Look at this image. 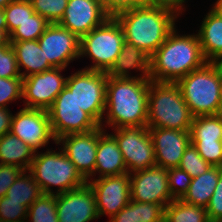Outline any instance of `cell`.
<instances>
[{
    "instance_id": "obj_1",
    "label": "cell",
    "mask_w": 222,
    "mask_h": 222,
    "mask_svg": "<svg viewBox=\"0 0 222 222\" xmlns=\"http://www.w3.org/2000/svg\"><path fill=\"white\" fill-rule=\"evenodd\" d=\"M150 81V78L108 76L104 112L107 114L101 127L147 126Z\"/></svg>"
},
{
    "instance_id": "obj_2",
    "label": "cell",
    "mask_w": 222,
    "mask_h": 222,
    "mask_svg": "<svg viewBox=\"0 0 222 222\" xmlns=\"http://www.w3.org/2000/svg\"><path fill=\"white\" fill-rule=\"evenodd\" d=\"M177 33L175 28L150 57L151 81L176 83L208 62L202 53L198 34Z\"/></svg>"
},
{
    "instance_id": "obj_3",
    "label": "cell",
    "mask_w": 222,
    "mask_h": 222,
    "mask_svg": "<svg viewBox=\"0 0 222 222\" xmlns=\"http://www.w3.org/2000/svg\"><path fill=\"white\" fill-rule=\"evenodd\" d=\"M114 17L123 29L125 41L150 57L176 28L178 18L174 13L150 3L122 11Z\"/></svg>"
},
{
    "instance_id": "obj_4",
    "label": "cell",
    "mask_w": 222,
    "mask_h": 222,
    "mask_svg": "<svg viewBox=\"0 0 222 222\" xmlns=\"http://www.w3.org/2000/svg\"><path fill=\"white\" fill-rule=\"evenodd\" d=\"M176 84L193 117L222 113V72L216 62H206Z\"/></svg>"
},
{
    "instance_id": "obj_5",
    "label": "cell",
    "mask_w": 222,
    "mask_h": 222,
    "mask_svg": "<svg viewBox=\"0 0 222 222\" xmlns=\"http://www.w3.org/2000/svg\"><path fill=\"white\" fill-rule=\"evenodd\" d=\"M192 120L193 115L176 83L150 81L148 128L190 130Z\"/></svg>"
},
{
    "instance_id": "obj_6",
    "label": "cell",
    "mask_w": 222,
    "mask_h": 222,
    "mask_svg": "<svg viewBox=\"0 0 222 222\" xmlns=\"http://www.w3.org/2000/svg\"><path fill=\"white\" fill-rule=\"evenodd\" d=\"M46 152H35L34 159L28 169L35 178L43 194L58 195L81 187L87 180L80 174L76 166L60 147ZM40 153V154H39ZM58 186L53 192L51 186Z\"/></svg>"
},
{
    "instance_id": "obj_7",
    "label": "cell",
    "mask_w": 222,
    "mask_h": 222,
    "mask_svg": "<svg viewBox=\"0 0 222 222\" xmlns=\"http://www.w3.org/2000/svg\"><path fill=\"white\" fill-rule=\"evenodd\" d=\"M125 42L123 29L115 17L110 16L97 28L80 38L79 57L92 59L93 65L85 67L94 71L108 72Z\"/></svg>"
},
{
    "instance_id": "obj_8",
    "label": "cell",
    "mask_w": 222,
    "mask_h": 222,
    "mask_svg": "<svg viewBox=\"0 0 222 222\" xmlns=\"http://www.w3.org/2000/svg\"><path fill=\"white\" fill-rule=\"evenodd\" d=\"M107 72L81 69L67 77L66 87L74 94L77 105L99 126L105 116Z\"/></svg>"
},
{
    "instance_id": "obj_9",
    "label": "cell",
    "mask_w": 222,
    "mask_h": 222,
    "mask_svg": "<svg viewBox=\"0 0 222 222\" xmlns=\"http://www.w3.org/2000/svg\"><path fill=\"white\" fill-rule=\"evenodd\" d=\"M55 140L68 134L87 133L99 125L76 103L74 94L65 87L48 110Z\"/></svg>"
},
{
    "instance_id": "obj_10",
    "label": "cell",
    "mask_w": 222,
    "mask_h": 222,
    "mask_svg": "<svg viewBox=\"0 0 222 222\" xmlns=\"http://www.w3.org/2000/svg\"><path fill=\"white\" fill-rule=\"evenodd\" d=\"M127 172L132 174L156 166L155 151L147 126L113 129Z\"/></svg>"
},
{
    "instance_id": "obj_11",
    "label": "cell",
    "mask_w": 222,
    "mask_h": 222,
    "mask_svg": "<svg viewBox=\"0 0 222 222\" xmlns=\"http://www.w3.org/2000/svg\"><path fill=\"white\" fill-rule=\"evenodd\" d=\"M63 70L65 68L53 67L23 78L24 108L48 111L58 94L66 87L67 77L61 74Z\"/></svg>"
},
{
    "instance_id": "obj_12",
    "label": "cell",
    "mask_w": 222,
    "mask_h": 222,
    "mask_svg": "<svg viewBox=\"0 0 222 222\" xmlns=\"http://www.w3.org/2000/svg\"><path fill=\"white\" fill-rule=\"evenodd\" d=\"M38 42L53 67L66 68L70 62L80 58V38L58 23L49 24Z\"/></svg>"
},
{
    "instance_id": "obj_13",
    "label": "cell",
    "mask_w": 222,
    "mask_h": 222,
    "mask_svg": "<svg viewBox=\"0 0 222 222\" xmlns=\"http://www.w3.org/2000/svg\"><path fill=\"white\" fill-rule=\"evenodd\" d=\"M10 132L16 135L32 150L44 148L53 136L49 113L46 110L22 108L12 117Z\"/></svg>"
},
{
    "instance_id": "obj_14",
    "label": "cell",
    "mask_w": 222,
    "mask_h": 222,
    "mask_svg": "<svg viewBox=\"0 0 222 222\" xmlns=\"http://www.w3.org/2000/svg\"><path fill=\"white\" fill-rule=\"evenodd\" d=\"M93 190L100 216L108 215L111 219L130 201V176L129 173L120 176H104L87 180Z\"/></svg>"
},
{
    "instance_id": "obj_15",
    "label": "cell",
    "mask_w": 222,
    "mask_h": 222,
    "mask_svg": "<svg viewBox=\"0 0 222 222\" xmlns=\"http://www.w3.org/2000/svg\"><path fill=\"white\" fill-rule=\"evenodd\" d=\"M129 176L131 200L165 206L174 200L170 193L167 169L154 166Z\"/></svg>"
},
{
    "instance_id": "obj_16",
    "label": "cell",
    "mask_w": 222,
    "mask_h": 222,
    "mask_svg": "<svg viewBox=\"0 0 222 222\" xmlns=\"http://www.w3.org/2000/svg\"><path fill=\"white\" fill-rule=\"evenodd\" d=\"M58 222H90L98 219L95 196L90 185L56 195Z\"/></svg>"
},
{
    "instance_id": "obj_17",
    "label": "cell",
    "mask_w": 222,
    "mask_h": 222,
    "mask_svg": "<svg viewBox=\"0 0 222 222\" xmlns=\"http://www.w3.org/2000/svg\"><path fill=\"white\" fill-rule=\"evenodd\" d=\"M99 127L87 133L68 134L60 137L55 144L61 147L66 156L86 179L94 175Z\"/></svg>"
},
{
    "instance_id": "obj_18",
    "label": "cell",
    "mask_w": 222,
    "mask_h": 222,
    "mask_svg": "<svg viewBox=\"0 0 222 222\" xmlns=\"http://www.w3.org/2000/svg\"><path fill=\"white\" fill-rule=\"evenodd\" d=\"M154 151L156 166L164 169L176 168L185 149L191 143L190 130L148 128Z\"/></svg>"
},
{
    "instance_id": "obj_19",
    "label": "cell",
    "mask_w": 222,
    "mask_h": 222,
    "mask_svg": "<svg viewBox=\"0 0 222 222\" xmlns=\"http://www.w3.org/2000/svg\"><path fill=\"white\" fill-rule=\"evenodd\" d=\"M109 17L100 0H68L65 13L58 24L81 38Z\"/></svg>"
},
{
    "instance_id": "obj_20",
    "label": "cell",
    "mask_w": 222,
    "mask_h": 222,
    "mask_svg": "<svg viewBox=\"0 0 222 222\" xmlns=\"http://www.w3.org/2000/svg\"><path fill=\"white\" fill-rule=\"evenodd\" d=\"M104 130V128L99 126L95 170L92 176H96L95 174L99 173L98 178H100L104 176H120L128 173L116 139Z\"/></svg>"
},
{
    "instance_id": "obj_21",
    "label": "cell",
    "mask_w": 222,
    "mask_h": 222,
    "mask_svg": "<svg viewBox=\"0 0 222 222\" xmlns=\"http://www.w3.org/2000/svg\"><path fill=\"white\" fill-rule=\"evenodd\" d=\"M133 69L142 73L140 78H149L150 56L142 49L125 41L114 65L107 72V76L116 78L138 77L137 75L131 76L129 73Z\"/></svg>"
},
{
    "instance_id": "obj_22",
    "label": "cell",
    "mask_w": 222,
    "mask_h": 222,
    "mask_svg": "<svg viewBox=\"0 0 222 222\" xmlns=\"http://www.w3.org/2000/svg\"><path fill=\"white\" fill-rule=\"evenodd\" d=\"M198 30L204 58L215 62L222 56V16L213 8L206 13Z\"/></svg>"
},
{
    "instance_id": "obj_23",
    "label": "cell",
    "mask_w": 222,
    "mask_h": 222,
    "mask_svg": "<svg viewBox=\"0 0 222 222\" xmlns=\"http://www.w3.org/2000/svg\"><path fill=\"white\" fill-rule=\"evenodd\" d=\"M10 44L15 52L18 69L22 78L53 68L45 58V54L43 50H41L38 40L10 42ZM21 67L25 68V71L21 72L23 70Z\"/></svg>"
},
{
    "instance_id": "obj_24",
    "label": "cell",
    "mask_w": 222,
    "mask_h": 222,
    "mask_svg": "<svg viewBox=\"0 0 222 222\" xmlns=\"http://www.w3.org/2000/svg\"><path fill=\"white\" fill-rule=\"evenodd\" d=\"M34 155L35 151L11 132L0 137V164L28 170Z\"/></svg>"
},
{
    "instance_id": "obj_25",
    "label": "cell",
    "mask_w": 222,
    "mask_h": 222,
    "mask_svg": "<svg viewBox=\"0 0 222 222\" xmlns=\"http://www.w3.org/2000/svg\"><path fill=\"white\" fill-rule=\"evenodd\" d=\"M222 167L212 166L207 172L191 180L189 189L181 199L184 202L206 208L218 183Z\"/></svg>"
},
{
    "instance_id": "obj_26",
    "label": "cell",
    "mask_w": 222,
    "mask_h": 222,
    "mask_svg": "<svg viewBox=\"0 0 222 222\" xmlns=\"http://www.w3.org/2000/svg\"><path fill=\"white\" fill-rule=\"evenodd\" d=\"M191 141H222V113L193 117L190 128Z\"/></svg>"
},
{
    "instance_id": "obj_27",
    "label": "cell",
    "mask_w": 222,
    "mask_h": 222,
    "mask_svg": "<svg viewBox=\"0 0 222 222\" xmlns=\"http://www.w3.org/2000/svg\"><path fill=\"white\" fill-rule=\"evenodd\" d=\"M42 194L41 188L28 170H24L6 192L10 200L28 208Z\"/></svg>"
},
{
    "instance_id": "obj_28",
    "label": "cell",
    "mask_w": 222,
    "mask_h": 222,
    "mask_svg": "<svg viewBox=\"0 0 222 222\" xmlns=\"http://www.w3.org/2000/svg\"><path fill=\"white\" fill-rule=\"evenodd\" d=\"M164 222H210L205 208L188 204L181 199L165 207Z\"/></svg>"
},
{
    "instance_id": "obj_29",
    "label": "cell",
    "mask_w": 222,
    "mask_h": 222,
    "mask_svg": "<svg viewBox=\"0 0 222 222\" xmlns=\"http://www.w3.org/2000/svg\"><path fill=\"white\" fill-rule=\"evenodd\" d=\"M58 222L56 209V195L42 194L28 208L27 221L30 222Z\"/></svg>"
},
{
    "instance_id": "obj_30",
    "label": "cell",
    "mask_w": 222,
    "mask_h": 222,
    "mask_svg": "<svg viewBox=\"0 0 222 222\" xmlns=\"http://www.w3.org/2000/svg\"><path fill=\"white\" fill-rule=\"evenodd\" d=\"M50 23L37 13L25 20L9 34L10 42L38 40Z\"/></svg>"
},
{
    "instance_id": "obj_31",
    "label": "cell",
    "mask_w": 222,
    "mask_h": 222,
    "mask_svg": "<svg viewBox=\"0 0 222 222\" xmlns=\"http://www.w3.org/2000/svg\"><path fill=\"white\" fill-rule=\"evenodd\" d=\"M3 10L8 34L35 13L30 0L12 1Z\"/></svg>"
},
{
    "instance_id": "obj_32",
    "label": "cell",
    "mask_w": 222,
    "mask_h": 222,
    "mask_svg": "<svg viewBox=\"0 0 222 222\" xmlns=\"http://www.w3.org/2000/svg\"><path fill=\"white\" fill-rule=\"evenodd\" d=\"M34 12L45 18L50 24L62 19L68 0H30Z\"/></svg>"
},
{
    "instance_id": "obj_33",
    "label": "cell",
    "mask_w": 222,
    "mask_h": 222,
    "mask_svg": "<svg viewBox=\"0 0 222 222\" xmlns=\"http://www.w3.org/2000/svg\"><path fill=\"white\" fill-rule=\"evenodd\" d=\"M178 167L193 179L207 172L212 166L199 155L197 149L190 143L185 149Z\"/></svg>"
},
{
    "instance_id": "obj_34",
    "label": "cell",
    "mask_w": 222,
    "mask_h": 222,
    "mask_svg": "<svg viewBox=\"0 0 222 222\" xmlns=\"http://www.w3.org/2000/svg\"><path fill=\"white\" fill-rule=\"evenodd\" d=\"M165 205L133 201L134 222H164Z\"/></svg>"
},
{
    "instance_id": "obj_35",
    "label": "cell",
    "mask_w": 222,
    "mask_h": 222,
    "mask_svg": "<svg viewBox=\"0 0 222 222\" xmlns=\"http://www.w3.org/2000/svg\"><path fill=\"white\" fill-rule=\"evenodd\" d=\"M28 207L10 200L7 196L0 198V222H26Z\"/></svg>"
},
{
    "instance_id": "obj_36",
    "label": "cell",
    "mask_w": 222,
    "mask_h": 222,
    "mask_svg": "<svg viewBox=\"0 0 222 222\" xmlns=\"http://www.w3.org/2000/svg\"><path fill=\"white\" fill-rule=\"evenodd\" d=\"M167 175L172 198L182 199L189 189L192 178L179 167L167 169Z\"/></svg>"
},
{
    "instance_id": "obj_37",
    "label": "cell",
    "mask_w": 222,
    "mask_h": 222,
    "mask_svg": "<svg viewBox=\"0 0 222 222\" xmlns=\"http://www.w3.org/2000/svg\"><path fill=\"white\" fill-rule=\"evenodd\" d=\"M23 78L0 77V107L8 108L7 104L22 99Z\"/></svg>"
},
{
    "instance_id": "obj_38",
    "label": "cell",
    "mask_w": 222,
    "mask_h": 222,
    "mask_svg": "<svg viewBox=\"0 0 222 222\" xmlns=\"http://www.w3.org/2000/svg\"><path fill=\"white\" fill-rule=\"evenodd\" d=\"M199 155L211 166L222 167V141H191Z\"/></svg>"
},
{
    "instance_id": "obj_39",
    "label": "cell",
    "mask_w": 222,
    "mask_h": 222,
    "mask_svg": "<svg viewBox=\"0 0 222 222\" xmlns=\"http://www.w3.org/2000/svg\"><path fill=\"white\" fill-rule=\"evenodd\" d=\"M0 77H21L15 52L10 43L7 46L0 47Z\"/></svg>"
},
{
    "instance_id": "obj_40",
    "label": "cell",
    "mask_w": 222,
    "mask_h": 222,
    "mask_svg": "<svg viewBox=\"0 0 222 222\" xmlns=\"http://www.w3.org/2000/svg\"><path fill=\"white\" fill-rule=\"evenodd\" d=\"M105 12L114 17L118 13L147 5L149 0H100Z\"/></svg>"
},
{
    "instance_id": "obj_41",
    "label": "cell",
    "mask_w": 222,
    "mask_h": 222,
    "mask_svg": "<svg viewBox=\"0 0 222 222\" xmlns=\"http://www.w3.org/2000/svg\"><path fill=\"white\" fill-rule=\"evenodd\" d=\"M205 209L210 222H222V172L214 193Z\"/></svg>"
},
{
    "instance_id": "obj_42",
    "label": "cell",
    "mask_w": 222,
    "mask_h": 222,
    "mask_svg": "<svg viewBox=\"0 0 222 222\" xmlns=\"http://www.w3.org/2000/svg\"><path fill=\"white\" fill-rule=\"evenodd\" d=\"M24 170L14 165L0 164V198L6 196V192Z\"/></svg>"
},
{
    "instance_id": "obj_43",
    "label": "cell",
    "mask_w": 222,
    "mask_h": 222,
    "mask_svg": "<svg viewBox=\"0 0 222 222\" xmlns=\"http://www.w3.org/2000/svg\"><path fill=\"white\" fill-rule=\"evenodd\" d=\"M185 1L186 0H149V3L164 8L179 18L180 13L182 14V11H185V7L183 9Z\"/></svg>"
},
{
    "instance_id": "obj_44",
    "label": "cell",
    "mask_w": 222,
    "mask_h": 222,
    "mask_svg": "<svg viewBox=\"0 0 222 222\" xmlns=\"http://www.w3.org/2000/svg\"><path fill=\"white\" fill-rule=\"evenodd\" d=\"M108 222H134L133 200L130 199L129 203L116 215H114Z\"/></svg>"
},
{
    "instance_id": "obj_45",
    "label": "cell",
    "mask_w": 222,
    "mask_h": 222,
    "mask_svg": "<svg viewBox=\"0 0 222 222\" xmlns=\"http://www.w3.org/2000/svg\"><path fill=\"white\" fill-rule=\"evenodd\" d=\"M10 109L0 107V137L10 132L13 114Z\"/></svg>"
},
{
    "instance_id": "obj_46",
    "label": "cell",
    "mask_w": 222,
    "mask_h": 222,
    "mask_svg": "<svg viewBox=\"0 0 222 222\" xmlns=\"http://www.w3.org/2000/svg\"><path fill=\"white\" fill-rule=\"evenodd\" d=\"M10 43L7 30H0V47L7 46Z\"/></svg>"
},
{
    "instance_id": "obj_47",
    "label": "cell",
    "mask_w": 222,
    "mask_h": 222,
    "mask_svg": "<svg viewBox=\"0 0 222 222\" xmlns=\"http://www.w3.org/2000/svg\"><path fill=\"white\" fill-rule=\"evenodd\" d=\"M0 30H7L5 13L3 9H0Z\"/></svg>"
},
{
    "instance_id": "obj_48",
    "label": "cell",
    "mask_w": 222,
    "mask_h": 222,
    "mask_svg": "<svg viewBox=\"0 0 222 222\" xmlns=\"http://www.w3.org/2000/svg\"><path fill=\"white\" fill-rule=\"evenodd\" d=\"M212 6L222 16V0H216Z\"/></svg>"
},
{
    "instance_id": "obj_49",
    "label": "cell",
    "mask_w": 222,
    "mask_h": 222,
    "mask_svg": "<svg viewBox=\"0 0 222 222\" xmlns=\"http://www.w3.org/2000/svg\"><path fill=\"white\" fill-rule=\"evenodd\" d=\"M12 1H15V0H0V9H4Z\"/></svg>"
},
{
    "instance_id": "obj_50",
    "label": "cell",
    "mask_w": 222,
    "mask_h": 222,
    "mask_svg": "<svg viewBox=\"0 0 222 222\" xmlns=\"http://www.w3.org/2000/svg\"><path fill=\"white\" fill-rule=\"evenodd\" d=\"M215 62L222 72V56H220Z\"/></svg>"
}]
</instances>
